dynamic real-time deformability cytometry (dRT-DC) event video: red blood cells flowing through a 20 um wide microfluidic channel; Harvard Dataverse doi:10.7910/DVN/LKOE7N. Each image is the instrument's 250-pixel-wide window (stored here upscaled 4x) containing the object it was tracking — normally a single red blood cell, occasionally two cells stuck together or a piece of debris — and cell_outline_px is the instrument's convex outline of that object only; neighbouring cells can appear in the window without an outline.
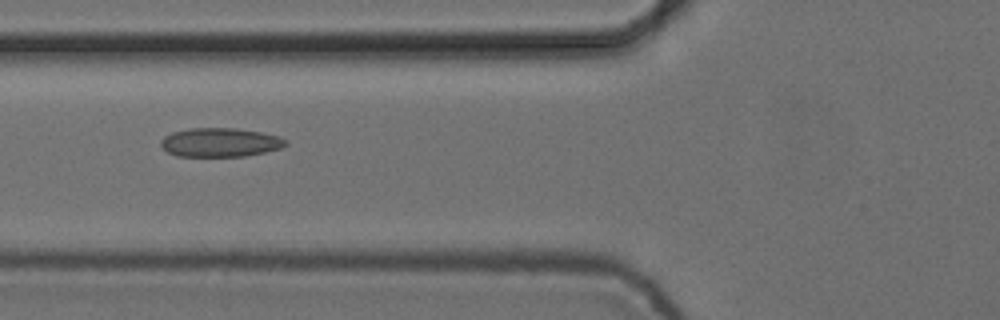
{"species": "common noctule bat (a hibernating species)", "species_latin": "Nyctalus noctula", "temperature_condition": "cold", "stored_images_in_passage": 9, "camera_frame_rate_fps": 3000, "um_per_image_px": 0.085, "animal": {"sex": "female", "body_mass_g": 24.6, "forearm_length_mm": 56.2}, "frame": {"image": 1, "passage_image": 4, "time_ms": 1.0, "image_size_px": [1000, 320], "cell_outline_px": [[288, 144], [280, 148], [264, 152], [244, 156], [176, 156], [168, 152], [160, 144], [160, 140], [164, 136], [172, 132], [188, 128], [236, 128], [260, 132], [280, 136], [288, 140]], "centroid_in_image_um": [18.71, 12.09], "position_along_channel_um": 107.1, "area_um2": 21.1}}
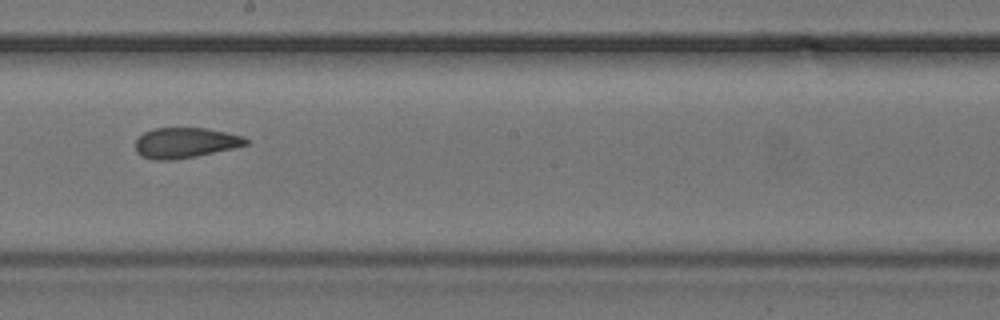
{"frame": {"image": 2, "passage_image": 7, "time_ms": 2.0, "image_size_px": [1000, 320], "cell_outline_px": [[248, 144], [232, 148], [196, 156], [172, 160], [152, 160], [140, 156], [136, 152], [136, 140], [144, 132], [152, 128], [204, 128], [244, 136], [248, 140]], "centroid_in_image_um": [15.7, 12.14], "position_along_channel_um": 232.5, "area_um2": 19.48}}
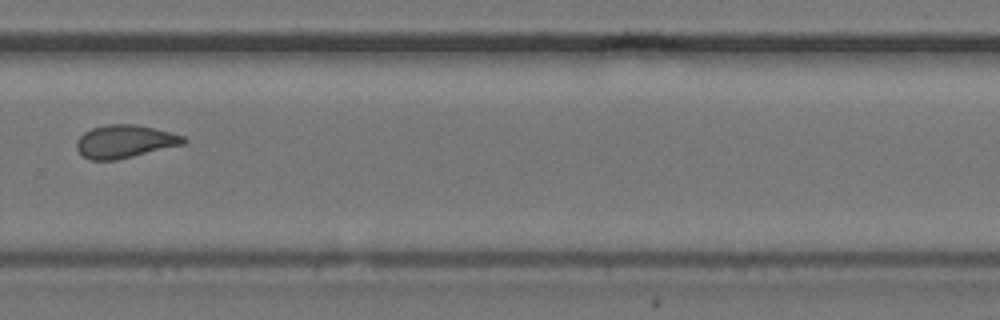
{"frame": {"image": 3, "passage_image": 9, "time_ms": 2.667, "image_size_px": [1000, 320], "cell_outline_px": [[188, 140], [184, 144], [116, 160], [88, 160], [76, 148], [76, 140], [84, 132], [92, 128], [108, 124], [136, 124], [184, 136]], "centroid_in_image_um": [10.58, 12.02], "position_along_channel_um": 319.2, "area_um2": 20.4}}